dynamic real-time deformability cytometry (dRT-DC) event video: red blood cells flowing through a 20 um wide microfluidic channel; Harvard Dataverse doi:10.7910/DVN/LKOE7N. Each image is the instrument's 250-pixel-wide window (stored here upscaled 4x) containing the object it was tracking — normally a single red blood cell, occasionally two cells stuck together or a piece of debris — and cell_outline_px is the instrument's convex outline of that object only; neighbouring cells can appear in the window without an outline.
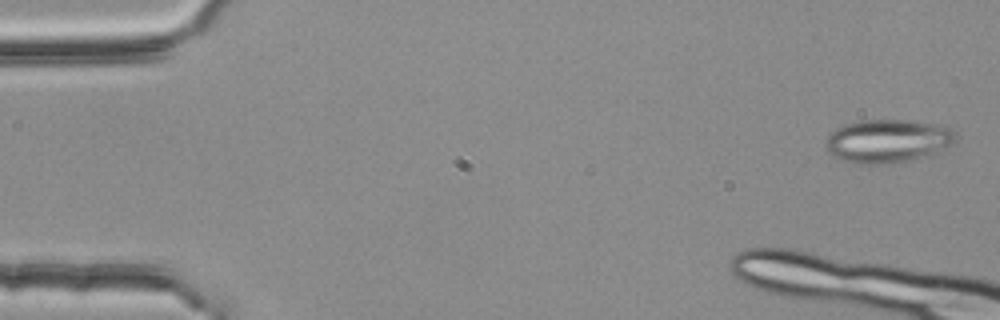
{"species": "common noctule bat (a hibernating species)", "species_latin": "Nyctalus noctula", "temperature_condition": "room temperature", "stored_images_in_passage": 5, "camera_frame_rate_fps": 3000, "um_per_image_px": 0.085, "animal": {"sex": "female", "body_mass_g": 25.1}, "frame": {"image": 1, "passage_image": 1, "time_ms": 0.0, "image_size_px": [1000, 320], "cell_outline_px": [[956, 140], [952, 144], [924, 156], [884, 164], [860, 164], [844, 160], [836, 156], [828, 148], [828, 136], [836, 128], [848, 124], [864, 120], [908, 120], [936, 124], [952, 128], [956, 132]], "centroid_in_image_um": [75.51, 11.96], "position_along_channel_um": 9.5, "area_um2": 31.96}}